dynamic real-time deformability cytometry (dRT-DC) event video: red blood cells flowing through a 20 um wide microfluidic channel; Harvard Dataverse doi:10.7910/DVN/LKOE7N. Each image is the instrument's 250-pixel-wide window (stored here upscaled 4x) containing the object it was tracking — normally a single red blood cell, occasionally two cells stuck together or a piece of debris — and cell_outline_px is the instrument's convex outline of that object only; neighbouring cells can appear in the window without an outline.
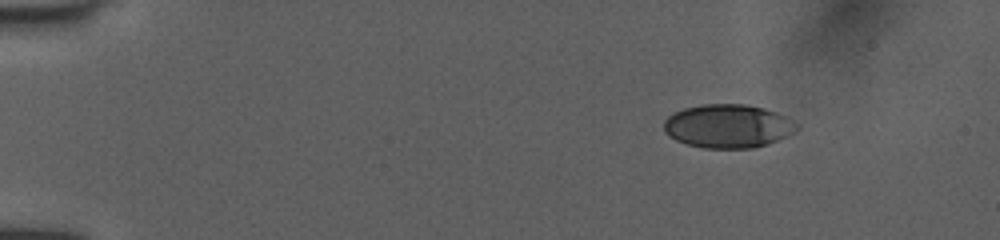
{"species": "human", "species_latin": "Homo sapiens", "temperature_condition": "room temperature", "stored_images_in_passage": 45, "camera_frame_rate_fps": 3000, "um_per_image_px": 0.085, "donor": {"sex": "female"}, "frame": {"image": 1, "passage_image": 1, "time_ms": 0.0, "image_size_px": [1000, 240], "cell_outline_px": [[800, 128], [768, 144], [752, 148], [704, 148], [688, 144], [676, 140], [668, 136], [664, 132], [664, 120], [672, 112], [684, 108], [704, 104], [748, 104], [764, 108], [776, 112], [800, 124]], "centroid_in_image_um": [61.85, 10.71], "position_along_channel_um": 23.1, "area_um2": 33.81}}
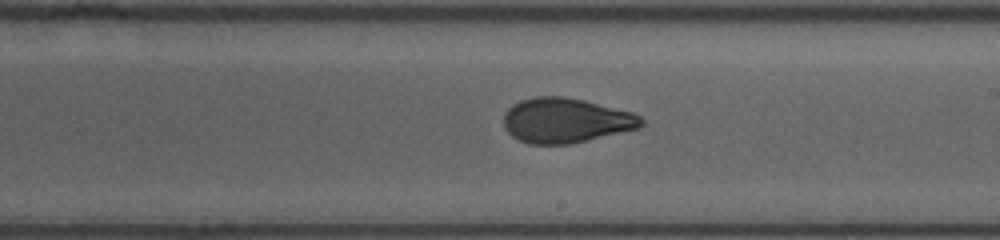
{"frame": {"image": 2, "passage_image": 25, "time_ms": 8.0, "image_size_px": [1000, 240], "cell_outline_px": [[644, 124], [640, 128], [572, 144], [528, 144], [512, 136], [504, 128], [504, 112], [512, 104], [520, 100], [532, 96], [564, 96], [584, 100], [632, 112], [640, 116], [644, 120]], "centroid_in_image_um": [48.08, 10.23], "position_along_channel_um": 240.9, "area_um2": 36.3}}
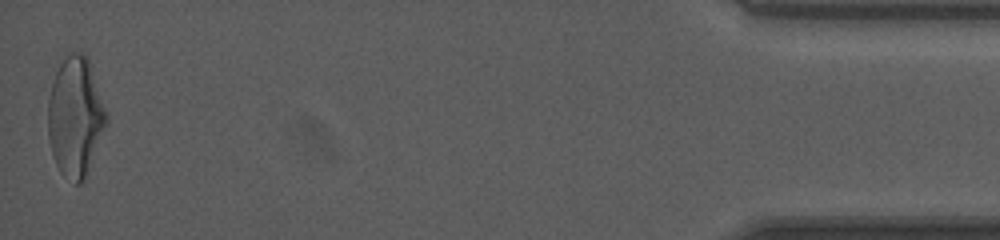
{"frame": {"image": 3, "passage_image": 45, "time_ms": 14.667, "image_size_px": [1000, 240], "cell_outline_px": [[108, 120], [84, 176], [80, 184], [76, 184], [60, 172], [52, 156], [48, 136], [48, 100], [52, 84], [56, 72], [60, 64], [72, 52], [84, 52], [88, 56], [108, 116]], "centroid_in_image_um": [6.39, 9.89], "position_along_channel_um": 428.8, "area_um2": 40.06}, "authors_computed_cell_mechanics": {"area_um2": 36.4718, "velocity_mm_per_s": 4.0498, "shape_relaxation_time_tau1_ms": 5.548, "shape_relaxation_time_tau2_ms": 1.0845, "deformation_change_tau1": 0.1788, "deformation_change_tau2": 0.07}}